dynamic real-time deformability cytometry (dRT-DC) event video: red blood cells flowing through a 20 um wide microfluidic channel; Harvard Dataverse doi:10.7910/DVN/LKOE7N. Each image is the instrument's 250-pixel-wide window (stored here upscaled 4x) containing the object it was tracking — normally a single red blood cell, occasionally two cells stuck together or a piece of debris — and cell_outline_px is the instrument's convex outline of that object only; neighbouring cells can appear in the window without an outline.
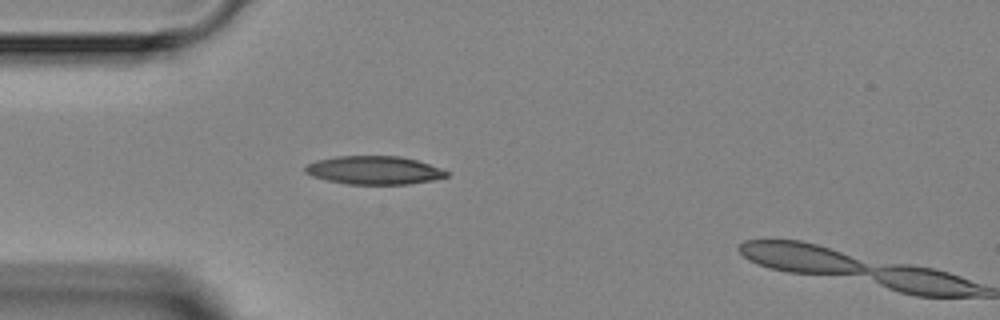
{"species": "Egyptian fruit bat (a non-hibernating species)", "species_latin": "Rousettus aegyptiacus", "temperature_condition": "room temperature", "stored_images_in_passage": 2, "camera_frame_rate_fps": 3000, "um_per_image_px": 0.085, "animal": {"sex": "female"}, "frame": {"image": 1, "passage_image": 1, "time_ms": 0.0, "image_size_px": [1000, 320], "cell_outline_px": [[448, 176], [432, 180], [408, 184], [348, 184], [328, 180], [312, 176], [304, 172], [304, 168], [308, 164], [316, 160], [336, 156], [400, 156], [416, 160], [440, 168], [448, 172]], "centroid_in_image_um": [31.77, 14.46], "position_along_channel_um": 53.2, "area_um2": 23.18}}